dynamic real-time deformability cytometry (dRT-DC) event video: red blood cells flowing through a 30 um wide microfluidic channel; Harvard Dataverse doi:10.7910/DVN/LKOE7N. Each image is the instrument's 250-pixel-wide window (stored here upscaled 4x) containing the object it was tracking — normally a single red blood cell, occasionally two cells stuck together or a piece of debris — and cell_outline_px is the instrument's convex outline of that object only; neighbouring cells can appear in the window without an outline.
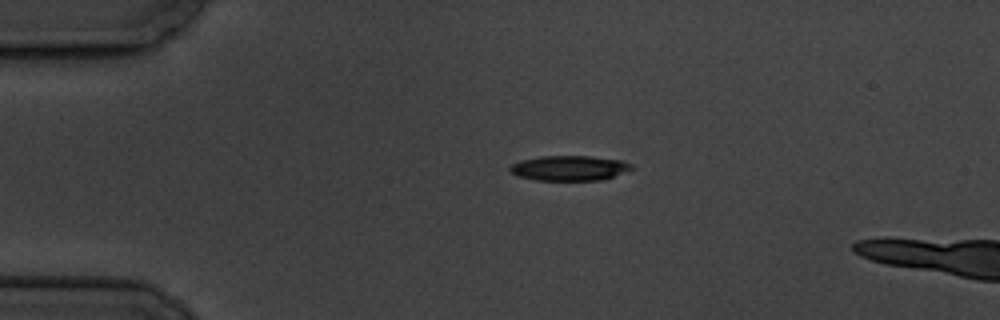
{"species": "common noctule bat (a hibernating species)", "species_latin": "Nyctalus noctula", "temperature_condition": "cold", "stored_images_in_passage": 5, "camera_frame_rate_fps": 3000, "um_per_image_px": 0.085, "animal": {"sex": "male", "body_mass_g": 19.5, "forearm_length_mm": 54.6}, "frame": {"image": 1, "passage_image": 4, "time_ms": 3.333, "image_size_px": [1000, 320], "cell_outline_px": [[632, 168], [604, 180], [536, 180], [520, 176], [508, 172], [508, 168], [512, 164], [520, 160], [540, 156], [592, 156], [620, 160], [632, 164]], "centroid_in_image_um": [48.35, 14.28], "position_along_channel_um": 36.7, "area_um2": 17.69}}